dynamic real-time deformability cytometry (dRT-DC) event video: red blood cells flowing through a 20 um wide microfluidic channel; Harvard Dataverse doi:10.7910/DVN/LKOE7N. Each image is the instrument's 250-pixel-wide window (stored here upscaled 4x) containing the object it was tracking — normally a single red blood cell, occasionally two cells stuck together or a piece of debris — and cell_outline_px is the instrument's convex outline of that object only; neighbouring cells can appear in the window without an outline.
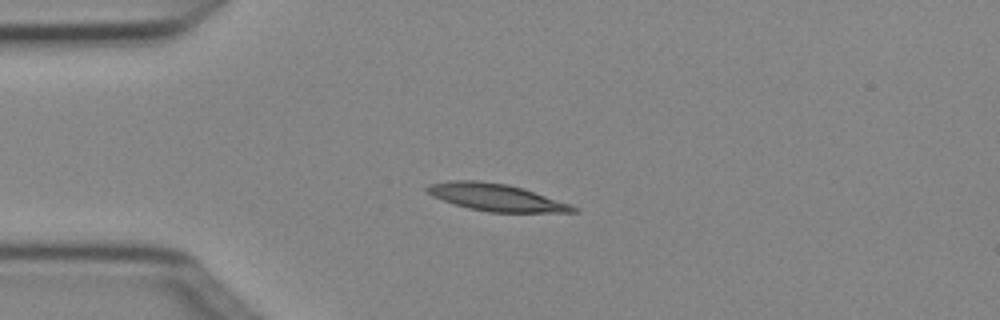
{"species": "Egyptian fruit bat (a non-hibernating species)", "species_latin": "Rousettus aegyptiacus", "temperature_condition": "cold", "stored_images_in_passage": 5, "camera_frame_rate_fps": 3000, "um_per_image_px": 0.085, "animal": {"sex": "female"}, "frame": {"image": 1, "passage_image": 2, "time_ms": 0.333, "image_size_px": [1000, 320], "cell_outline_px": [[580, 208], [576, 212], [488, 212], [468, 208], [432, 196], [424, 188], [428, 184], [448, 180], [476, 180], [508, 184], [572, 204]], "centroid_in_image_um": [42.16, 16.77], "position_along_channel_um": 42.8, "area_um2": 23.06}}
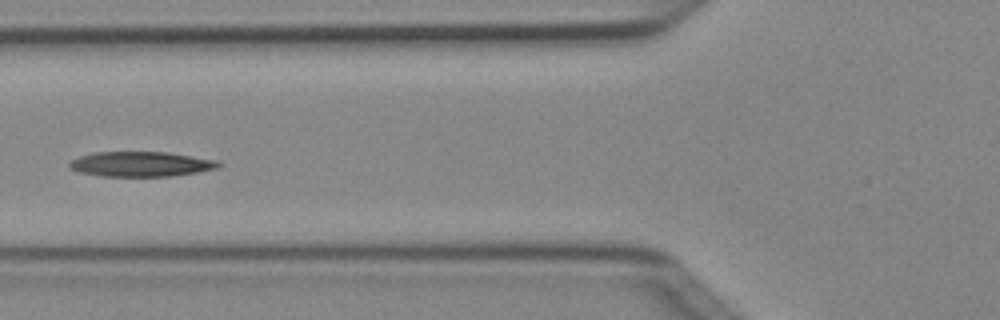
{"frame": {"image": 2, "passage_image": 4, "time_ms": 1.0, "image_size_px": [1000, 320], "cell_outline_px": [[220, 168], [172, 176], [100, 176], [80, 172], [68, 168], [68, 164], [72, 160], [80, 156], [96, 152], [168, 152], [220, 160]], "centroid_in_image_um": [12.01, 13.94], "position_along_channel_um": 113.8, "area_um2": 21.79}}
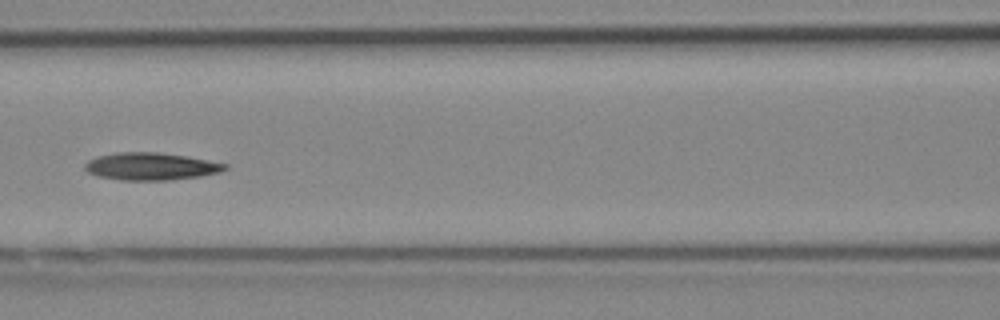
{"frame": {"image": 3, "passage_image": 5, "time_ms": 1.333, "image_size_px": [1000, 320], "cell_outline_px": [[228, 168], [220, 172], [200, 176], [168, 180], [120, 180], [100, 176], [88, 172], [84, 168], [84, 164], [88, 160], [96, 156], [116, 152], [156, 152], [188, 156], [228, 164]], "centroid_in_image_um": [12.82, 14.13], "position_along_channel_um": 153.8, "area_um2": 22.43}}